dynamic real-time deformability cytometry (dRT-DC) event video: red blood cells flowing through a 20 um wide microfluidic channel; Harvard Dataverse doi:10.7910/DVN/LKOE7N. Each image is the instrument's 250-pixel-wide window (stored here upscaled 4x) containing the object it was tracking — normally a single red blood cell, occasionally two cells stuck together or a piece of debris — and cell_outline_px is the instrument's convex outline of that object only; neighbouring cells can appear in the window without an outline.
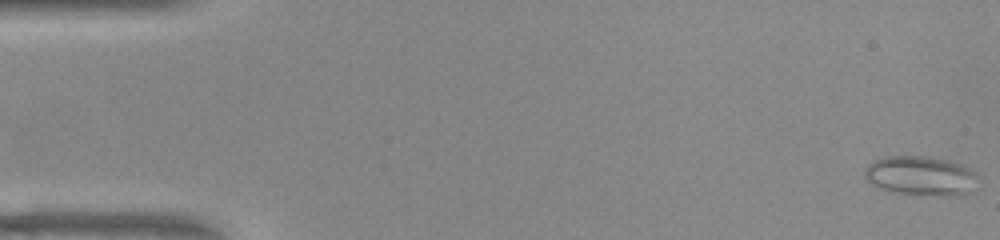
{"species": "common noctule bat (a hibernating species)", "species_latin": "Nyctalus noctula", "temperature_condition": "warm", "stored_images_in_passage": 52, "camera_frame_rate_fps": 3000, "um_per_image_px": 0.085, "animal": {"sex": "female", "body_mass_g": 22.0, "forearm_length_mm": 56.7}, "frame": {"image": 1, "passage_image": 1, "time_ms": 0.0, "image_size_px": [1000, 240], "cell_outline_px": [[980, 188], [964, 196], [952, 196], [888, 192], [872, 184], [864, 176], [864, 168], [872, 160], [884, 156], [932, 156], [948, 160], [960, 164], [976, 172], [980, 176]], "centroid_in_image_um": [78.35, 14.95], "position_along_channel_um": 6.6, "area_um2": 26.99}}
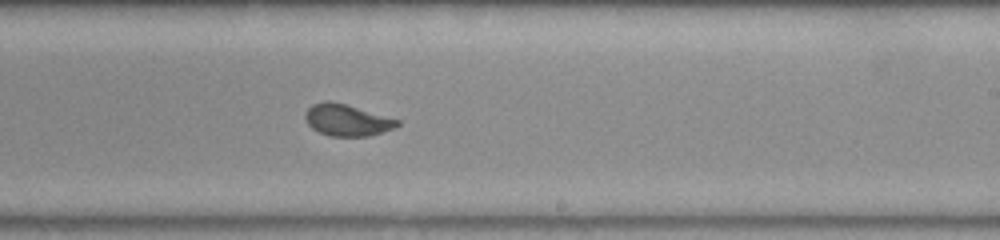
{"frame": {"image": 2, "passage_image": 31, "time_ms": 10.0, "image_size_px": [1000, 240], "cell_outline_px": [[400, 124], [392, 128], [368, 136], [328, 136], [312, 128], [308, 124], [304, 116], [304, 112], [312, 104], [324, 100], [328, 100], [344, 104], [400, 120]], "centroid_in_image_um": [29.44, 10.2], "position_along_channel_um": 259.6, "area_um2": 16.76}}
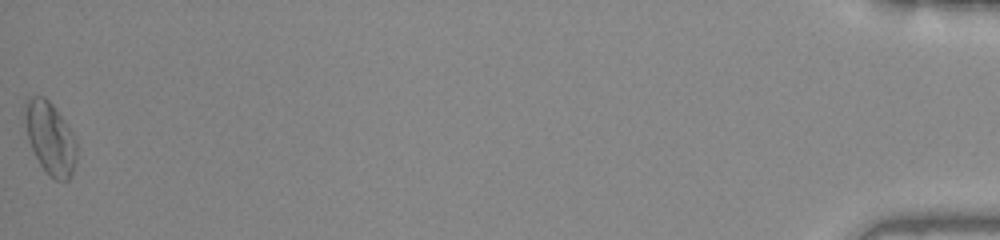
{"frame": {"image": 3, "passage_image": 52, "time_ms": 17.0, "image_size_px": [1000, 240], "cell_outline_px": [[76, 160], [72, 176], [68, 180], [56, 180], [48, 176], [40, 164], [28, 140], [20, 112], [24, 104], [32, 96], [44, 96], [52, 104], [64, 120], [72, 132], [76, 140]], "centroid_in_image_um": [4.22, 11.72], "position_along_channel_um": 431.0, "area_um2": 22.25}, "authors_computed_cell_mechanics": {"area_um2": 17.9758, "velocity_mm_per_s": 3.9358, "shape_relaxation_time_tau1_ms": 5.318, "shape_relaxation_time_tau2_ms": 0.659, "deformation_change_tau1": 0.1358, "deformation_change_tau2": 0.0543}}